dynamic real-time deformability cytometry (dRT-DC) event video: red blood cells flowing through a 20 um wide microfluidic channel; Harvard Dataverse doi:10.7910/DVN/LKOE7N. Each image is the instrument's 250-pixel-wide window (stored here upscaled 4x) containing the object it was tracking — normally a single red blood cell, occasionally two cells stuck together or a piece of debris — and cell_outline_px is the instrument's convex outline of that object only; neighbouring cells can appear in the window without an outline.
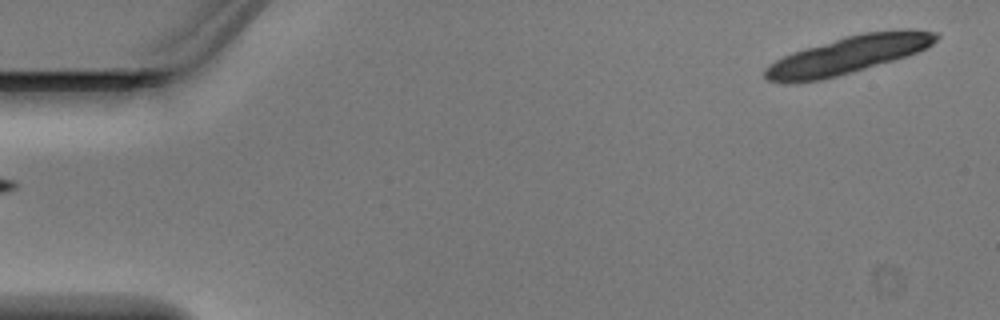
{"species": "Egyptian fruit bat (a non-hibernating species)", "species_latin": "Rousettus aegyptiacus", "temperature_condition": "warm", "stored_images_in_passage": 4, "segment_of_instrument_passage": [2, 2], "camera_frame_rate_fps": 3000, "um_per_image_px": 0.085, "animal": {"sex": "male"}, "frame": {"image": 1, "passage_image": 4, "time_ms": 1.0, "image_size_px": [1000, 320], "cell_outline_px": [[940, 36], [932, 44], [916, 52], [892, 60], [852, 72], [820, 80], [784, 84], [768, 80], [764, 76], [764, 68], [776, 60], [792, 52], [844, 36], [864, 32], [904, 28], [908, 28], [936, 32]], "centroid_in_image_um": [72.06, 4.66], "position_along_channel_um": 12.9, "area_um2": 37.28}}